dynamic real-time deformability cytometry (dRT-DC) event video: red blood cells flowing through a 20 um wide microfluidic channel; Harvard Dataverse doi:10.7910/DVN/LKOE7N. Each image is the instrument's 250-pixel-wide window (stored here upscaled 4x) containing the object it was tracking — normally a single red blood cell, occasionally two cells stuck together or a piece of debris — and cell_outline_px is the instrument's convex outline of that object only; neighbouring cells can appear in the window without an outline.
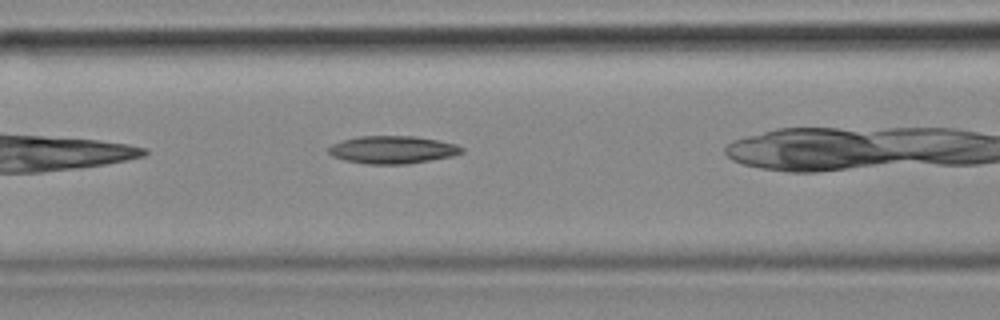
{"species": "common noctule bat (a hibernating species)", "species_latin": "Nyctalus noctula", "temperature_condition": "cold", "stored_images_in_passage": 30, "camera_frame_rate_fps": 3000, "um_per_image_px": 0.085, "animal": {"sex": "female", "body_mass_g": 18.4}, "frame": {"image": 1, "passage_image": 9, "time_ms": 2.667, "image_size_px": [1000, 320], "cell_outline_px": [[464, 152], [452, 156], [404, 164], [368, 164], [344, 160], [332, 156], [328, 152], [328, 148], [332, 144], [344, 140], [360, 136], [416, 136], [456, 144], [464, 148]], "centroid_in_image_um": [33.36, 12.72], "position_along_channel_um": 133.2, "area_um2": 21.33}}